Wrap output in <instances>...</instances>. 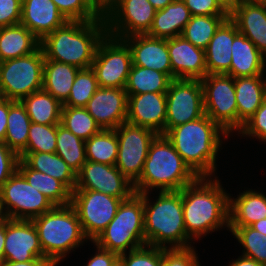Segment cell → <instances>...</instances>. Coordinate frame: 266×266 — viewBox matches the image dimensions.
I'll return each instance as SVG.
<instances>
[{
  "instance_id": "1",
  "label": "cell",
  "mask_w": 266,
  "mask_h": 266,
  "mask_svg": "<svg viewBox=\"0 0 266 266\" xmlns=\"http://www.w3.org/2000/svg\"><path fill=\"white\" fill-rule=\"evenodd\" d=\"M218 177H199L182 189L183 217L187 236L196 242L229 230V194Z\"/></svg>"
},
{
  "instance_id": "2",
  "label": "cell",
  "mask_w": 266,
  "mask_h": 266,
  "mask_svg": "<svg viewBox=\"0 0 266 266\" xmlns=\"http://www.w3.org/2000/svg\"><path fill=\"white\" fill-rule=\"evenodd\" d=\"M165 136L198 177H217L218 152L230 135L210 117L173 127Z\"/></svg>"
},
{
  "instance_id": "3",
  "label": "cell",
  "mask_w": 266,
  "mask_h": 266,
  "mask_svg": "<svg viewBox=\"0 0 266 266\" xmlns=\"http://www.w3.org/2000/svg\"><path fill=\"white\" fill-rule=\"evenodd\" d=\"M107 34L104 16L93 21H67L40 41L45 59L91 68L100 41Z\"/></svg>"
},
{
  "instance_id": "4",
  "label": "cell",
  "mask_w": 266,
  "mask_h": 266,
  "mask_svg": "<svg viewBox=\"0 0 266 266\" xmlns=\"http://www.w3.org/2000/svg\"><path fill=\"white\" fill-rule=\"evenodd\" d=\"M157 193L154 201L149 196L153 192L143 193L146 245L159 248H184L195 244L186 234L182 190Z\"/></svg>"
},
{
  "instance_id": "5",
  "label": "cell",
  "mask_w": 266,
  "mask_h": 266,
  "mask_svg": "<svg viewBox=\"0 0 266 266\" xmlns=\"http://www.w3.org/2000/svg\"><path fill=\"white\" fill-rule=\"evenodd\" d=\"M199 177L184 162L165 135L151 142L140 178L133 184L137 194L154 191H177ZM157 190V191H156Z\"/></svg>"
},
{
  "instance_id": "6",
  "label": "cell",
  "mask_w": 266,
  "mask_h": 266,
  "mask_svg": "<svg viewBox=\"0 0 266 266\" xmlns=\"http://www.w3.org/2000/svg\"><path fill=\"white\" fill-rule=\"evenodd\" d=\"M42 251L54 265H59L75 249L88 241L78 215L71 204L54 206L48 212L32 219Z\"/></svg>"
},
{
  "instance_id": "7",
  "label": "cell",
  "mask_w": 266,
  "mask_h": 266,
  "mask_svg": "<svg viewBox=\"0 0 266 266\" xmlns=\"http://www.w3.org/2000/svg\"><path fill=\"white\" fill-rule=\"evenodd\" d=\"M93 242L118 255L145 246L143 193L122 201L113 220Z\"/></svg>"
},
{
  "instance_id": "8",
  "label": "cell",
  "mask_w": 266,
  "mask_h": 266,
  "mask_svg": "<svg viewBox=\"0 0 266 266\" xmlns=\"http://www.w3.org/2000/svg\"><path fill=\"white\" fill-rule=\"evenodd\" d=\"M44 60V53L39 47L27 56L0 62V97L21 101L41 90Z\"/></svg>"
},
{
  "instance_id": "9",
  "label": "cell",
  "mask_w": 266,
  "mask_h": 266,
  "mask_svg": "<svg viewBox=\"0 0 266 266\" xmlns=\"http://www.w3.org/2000/svg\"><path fill=\"white\" fill-rule=\"evenodd\" d=\"M201 81L204 111L230 136L238 133V109L234 78L227 74H207Z\"/></svg>"
},
{
  "instance_id": "10",
  "label": "cell",
  "mask_w": 266,
  "mask_h": 266,
  "mask_svg": "<svg viewBox=\"0 0 266 266\" xmlns=\"http://www.w3.org/2000/svg\"><path fill=\"white\" fill-rule=\"evenodd\" d=\"M0 201L7 219L14 220H32L55 206L18 170L0 187Z\"/></svg>"
},
{
  "instance_id": "11",
  "label": "cell",
  "mask_w": 266,
  "mask_h": 266,
  "mask_svg": "<svg viewBox=\"0 0 266 266\" xmlns=\"http://www.w3.org/2000/svg\"><path fill=\"white\" fill-rule=\"evenodd\" d=\"M132 65V54L127 43L106 34L98 44L91 68L99 87L125 89Z\"/></svg>"
},
{
  "instance_id": "12",
  "label": "cell",
  "mask_w": 266,
  "mask_h": 266,
  "mask_svg": "<svg viewBox=\"0 0 266 266\" xmlns=\"http://www.w3.org/2000/svg\"><path fill=\"white\" fill-rule=\"evenodd\" d=\"M122 199L93 190H74L71 205L84 235L93 242L113 220Z\"/></svg>"
},
{
  "instance_id": "13",
  "label": "cell",
  "mask_w": 266,
  "mask_h": 266,
  "mask_svg": "<svg viewBox=\"0 0 266 266\" xmlns=\"http://www.w3.org/2000/svg\"><path fill=\"white\" fill-rule=\"evenodd\" d=\"M118 157L115 166L133 184L140 178L151 142L158 135L152 129L122 123L115 129Z\"/></svg>"
},
{
  "instance_id": "14",
  "label": "cell",
  "mask_w": 266,
  "mask_h": 266,
  "mask_svg": "<svg viewBox=\"0 0 266 266\" xmlns=\"http://www.w3.org/2000/svg\"><path fill=\"white\" fill-rule=\"evenodd\" d=\"M156 11L148 0H115L103 13L107 34L119 39L147 34Z\"/></svg>"
},
{
  "instance_id": "15",
  "label": "cell",
  "mask_w": 266,
  "mask_h": 266,
  "mask_svg": "<svg viewBox=\"0 0 266 266\" xmlns=\"http://www.w3.org/2000/svg\"><path fill=\"white\" fill-rule=\"evenodd\" d=\"M165 134L173 127L205 115L203 88L198 79H172L166 92Z\"/></svg>"
},
{
  "instance_id": "16",
  "label": "cell",
  "mask_w": 266,
  "mask_h": 266,
  "mask_svg": "<svg viewBox=\"0 0 266 266\" xmlns=\"http://www.w3.org/2000/svg\"><path fill=\"white\" fill-rule=\"evenodd\" d=\"M74 190H93L124 200L134 193L130 182L115 165L86 161L76 174Z\"/></svg>"
},
{
  "instance_id": "17",
  "label": "cell",
  "mask_w": 266,
  "mask_h": 266,
  "mask_svg": "<svg viewBox=\"0 0 266 266\" xmlns=\"http://www.w3.org/2000/svg\"><path fill=\"white\" fill-rule=\"evenodd\" d=\"M5 261L26 262L46 258L32 220L5 221Z\"/></svg>"
},
{
  "instance_id": "18",
  "label": "cell",
  "mask_w": 266,
  "mask_h": 266,
  "mask_svg": "<svg viewBox=\"0 0 266 266\" xmlns=\"http://www.w3.org/2000/svg\"><path fill=\"white\" fill-rule=\"evenodd\" d=\"M127 104L125 89L99 87L85 108L101 129H116L126 122Z\"/></svg>"
},
{
  "instance_id": "19",
  "label": "cell",
  "mask_w": 266,
  "mask_h": 266,
  "mask_svg": "<svg viewBox=\"0 0 266 266\" xmlns=\"http://www.w3.org/2000/svg\"><path fill=\"white\" fill-rule=\"evenodd\" d=\"M167 116L166 93L128 95L127 119L130 124L144 126L165 135Z\"/></svg>"
},
{
  "instance_id": "20",
  "label": "cell",
  "mask_w": 266,
  "mask_h": 266,
  "mask_svg": "<svg viewBox=\"0 0 266 266\" xmlns=\"http://www.w3.org/2000/svg\"><path fill=\"white\" fill-rule=\"evenodd\" d=\"M131 50L132 63L167 74L174 79L168 51V39L135 34L123 38Z\"/></svg>"
},
{
  "instance_id": "21",
  "label": "cell",
  "mask_w": 266,
  "mask_h": 266,
  "mask_svg": "<svg viewBox=\"0 0 266 266\" xmlns=\"http://www.w3.org/2000/svg\"><path fill=\"white\" fill-rule=\"evenodd\" d=\"M168 51L174 79L202 80L207 75L205 50L183 36L168 38Z\"/></svg>"
},
{
  "instance_id": "22",
  "label": "cell",
  "mask_w": 266,
  "mask_h": 266,
  "mask_svg": "<svg viewBox=\"0 0 266 266\" xmlns=\"http://www.w3.org/2000/svg\"><path fill=\"white\" fill-rule=\"evenodd\" d=\"M67 21L52 0H22L20 24L40 41Z\"/></svg>"
},
{
  "instance_id": "23",
  "label": "cell",
  "mask_w": 266,
  "mask_h": 266,
  "mask_svg": "<svg viewBox=\"0 0 266 266\" xmlns=\"http://www.w3.org/2000/svg\"><path fill=\"white\" fill-rule=\"evenodd\" d=\"M239 33L251 40L266 57V5L242 0L229 14Z\"/></svg>"
},
{
  "instance_id": "24",
  "label": "cell",
  "mask_w": 266,
  "mask_h": 266,
  "mask_svg": "<svg viewBox=\"0 0 266 266\" xmlns=\"http://www.w3.org/2000/svg\"><path fill=\"white\" fill-rule=\"evenodd\" d=\"M239 33L236 24L226 19L216 30L205 49L207 74H227L232 60V43Z\"/></svg>"
},
{
  "instance_id": "25",
  "label": "cell",
  "mask_w": 266,
  "mask_h": 266,
  "mask_svg": "<svg viewBox=\"0 0 266 266\" xmlns=\"http://www.w3.org/2000/svg\"><path fill=\"white\" fill-rule=\"evenodd\" d=\"M246 189L235 197L229 194V227L251 226L266 218V194Z\"/></svg>"
},
{
  "instance_id": "26",
  "label": "cell",
  "mask_w": 266,
  "mask_h": 266,
  "mask_svg": "<svg viewBox=\"0 0 266 266\" xmlns=\"http://www.w3.org/2000/svg\"><path fill=\"white\" fill-rule=\"evenodd\" d=\"M231 50L232 60L227 75L233 78L266 75V57L243 34L234 37Z\"/></svg>"
},
{
  "instance_id": "27",
  "label": "cell",
  "mask_w": 266,
  "mask_h": 266,
  "mask_svg": "<svg viewBox=\"0 0 266 266\" xmlns=\"http://www.w3.org/2000/svg\"><path fill=\"white\" fill-rule=\"evenodd\" d=\"M238 109V132L256 112L266 97V76L234 78Z\"/></svg>"
},
{
  "instance_id": "28",
  "label": "cell",
  "mask_w": 266,
  "mask_h": 266,
  "mask_svg": "<svg viewBox=\"0 0 266 266\" xmlns=\"http://www.w3.org/2000/svg\"><path fill=\"white\" fill-rule=\"evenodd\" d=\"M191 13L183 0H174L164 9L157 10L148 36L154 38H174L182 35Z\"/></svg>"
},
{
  "instance_id": "29",
  "label": "cell",
  "mask_w": 266,
  "mask_h": 266,
  "mask_svg": "<svg viewBox=\"0 0 266 266\" xmlns=\"http://www.w3.org/2000/svg\"><path fill=\"white\" fill-rule=\"evenodd\" d=\"M40 47V40L24 25L0 27V62L27 56Z\"/></svg>"
},
{
  "instance_id": "30",
  "label": "cell",
  "mask_w": 266,
  "mask_h": 266,
  "mask_svg": "<svg viewBox=\"0 0 266 266\" xmlns=\"http://www.w3.org/2000/svg\"><path fill=\"white\" fill-rule=\"evenodd\" d=\"M19 158L30 168L61 181L72 192L76 188V173L57 153L21 152Z\"/></svg>"
},
{
  "instance_id": "31",
  "label": "cell",
  "mask_w": 266,
  "mask_h": 266,
  "mask_svg": "<svg viewBox=\"0 0 266 266\" xmlns=\"http://www.w3.org/2000/svg\"><path fill=\"white\" fill-rule=\"evenodd\" d=\"M80 68L53 60H44L42 89L62 104L68 99L75 77Z\"/></svg>"
},
{
  "instance_id": "32",
  "label": "cell",
  "mask_w": 266,
  "mask_h": 266,
  "mask_svg": "<svg viewBox=\"0 0 266 266\" xmlns=\"http://www.w3.org/2000/svg\"><path fill=\"white\" fill-rule=\"evenodd\" d=\"M17 170L32 187L44 194L55 206L71 204L72 191L61 181L30 168L22 159L18 162Z\"/></svg>"
},
{
  "instance_id": "33",
  "label": "cell",
  "mask_w": 266,
  "mask_h": 266,
  "mask_svg": "<svg viewBox=\"0 0 266 266\" xmlns=\"http://www.w3.org/2000/svg\"><path fill=\"white\" fill-rule=\"evenodd\" d=\"M31 122L60 124L63 104L44 89L35 91L21 100Z\"/></svg>"
},
{
  "instance_id": "34",
  "label": "cell",
  "mask_w": 266,
  "mask_h": 266,
  "mask_svg": "<svg viewBox=\"0 0 266 266\" xmlns=\"http://www.w3.org/2000/svg\"><path fill=\"white\" fill-rule=\"evenodd\" d=\"M30 118L21 101L9 99V114L4 143L18 155L26 148L28 142Z\"/></svg>"
},
{
  "instance_id": "35",
  "label": "cell",
  "mask_w": 266,
  "mask_h": 266,
  "mask_svg": "<svg viewBox=\"0 0 266 266\" xmlns=\"http://www.w3.org/2000/svg\"><path fill=\"white\" fill-rule=\"evenodd\" d=\"M172 79L165 73L132 65L125 91L127 95L166 93Z\"/></svg>"
},
{
  "instance_id": "36",
  "label": "cell",
  "mask_w": 266,
  "mask_h": 266,
  "mask_svg": "<svg viewBox=\"0 0 266 266\" xmlns=\"http://www.w3.org/2000/svg\"><path fill=\"white\" fill-rule=\"evenodd\" d=\"M86 160L115 165L118 157V138L115 129H101L85 141Z\"/></svg>"
},
{
  "instance_id": "37",
  "label": "cell",
  "mask_w": 266,
  "mask_h": 266,
  "mask_svg": "<svg viewBox=\"0 0 266 266\" xmlns=\"http://www.w3.org/2000/svg\"><path fill=\"white\" fill-rule=\"evenodd\" d=\"M77 174L86 163L85 141L57 124L56 152Z\"/></svg>"
},
{
  "instance_id": "38",
  "label": "cell",
  "mask_w": 266,
  "mask_h": 266,
  "mask_svg": "<svg viewBox=\"0 0 266 266\" xmlns=\"http://www.w3.org/2000/svg\"><path fill=\"white\" fill-rule=\"evenodd\" d=\"M229 18V15L191 16L182 35L194 46L206 49L220 25Z\"/></svg>"
},
{
  "instance_id": "39",
  "label": "cell",
  "mask_w": 266,
  "mask_h": 266,
  "mask_svg": "<svg viewBox=\"0 0 266 266\" xmlns=\"http://www.w3.org/2000/svg\"><path fill=\"white\" fill-rule=\"evenodd\" d=\"M60 124L84 141L101 130L85 107L63 106Z\"/></svg>"
},
{
  "instance_id": "40",
  "label": "cell",
  "mask_w": 266,
  "mask_h": 266,
  "mask_svg": "<svg viewBox=\"0 0 266 266\" xmlns=\"http://www.w3.org/2000/svg\"><path fill=\"white\" fill-rule=\"evenodd\" d=\"M229 231L242 246V254L266 266V235L251 226L229 227Z\"/></svg>"
},
{
  "instance_id": "41",
  "label": "cell",
  "mask_w": 266,
  "mask_h": 266,
  "mask_svg": "<svg viewBox=\"0 0 266 266\" xmlns=\"http://www.w3.org/2000/svg\"><path fill=\"white\" fill-rule=\"evenodd\" d=\"M98 88L94 70L92 68L80 69L63 106L85 107Z\"/></svg>"
},
{
  "instance_id": "42",
  "label": "cell",
  "mask_w": 266,
  "mask_h": 266,
  "mask_svg": "<svg viewBox=\"0 0 266 266\" xmlns=\"http://www.w3.org/2000/svg\"><path fill=\"white\" fill-rule=\"evenodd\" d=\"M68 21H93L103 17V12L92 0H52Z\"/></svg>"
},
{
  "instance_id": "43",
  "label": "cell",
  "mask_w": 266,
  "mask_h": 266,
  "mask_svg": "<svg viewBox=\"0 0 266 266\" xmlns=\"http://www.w3.org/2000/svg\"><path fill=\"white\" fill-rule=\"evenodd\" d=\"M57 124L43 125L32 122L28 142L22 152H56Z\"/></svg>"
},
{
  "instance_id": "44",
  "label": "cell",
  "mask_w": 266,
  "mask_h": 266,
  "mask_svg": "<svg viewBox=\"0 0 266 266\" xmlns=\"http://www.w3.org/2000/svg\"><path fill=\"white\" fill-rule=\"evenodd\" d=\"M126 266H160L162 248L149 245L119 255Z\"/></svg>"
},
{
  "instance_id": "45",
  "label": "cell",
  "mask_w": 266,
  "mask_h": 266,
  "mask_svg": "<svg viewBox=\"0 0 266 266\" xmlns=\"http://www.w3.org/2000/svg\"><path fill=\"white\" fill-rule=\"evenodd\" d=\"M196 252L193 245L184 248H162L160 266H201Z\"/></svg>"
},
{
  "instance_id": "46",
  "label": "cell",
  "mask_w": 266,
  "mask_h": 266,
  "mask_svg": "<svg viewBox=\"0 0 266 266\" xmlns=\"http://www.w3.org/2000/svg\"><path fill=\"white\" fill-rule=\"evenodd\" d=\"M238 135L246 139L252 137L266 144V97L256 112L244 123Z\"/></svg>"
},
{
  "instance_id": "47",
  "label": "cell",
  "mask_w": 266,
  "mask_h": 266,
  "mask_svg": "<svg viewBox=\"0 0 266 266\" xmlns=\"http://www.w3.org/2000/svg\"><path fill=\"white\" fill-rule=\"evenodd\" d=\"M19 155L4 142H0V187L15 173Z\"/></svg>"
},
{
  "instance_id": "48",
  "label": "cell",
  "mask_w": 266,
  "mask_h": 266,
  "mask_svg": "<svg viewBox=\"0 0 266 266\" xmlns=\"http://www.w3.org/2000/svg\"><path fill=\"white\" fill-rule=\"evenodd\" d=\"M22 0H0V27L20 24Z\"/></svg>"
},
{
  "instance_id": "49",
  "label": "cell",
  "mask_w": 266,
  "mask_h": 266,
  "mask_svg": "<svg viewBox=\"0 0 266 266\" xmlns=\"http://www.w3.org/2000/svg\"><path fill=\"white\" fill-rule=\"evenodd\" d=\"M192 16L229 15L216 0H183Z\"/></svg>"
},
{
  "instance_id": "50",
  "label": "cell",
  "mask_w": 266,
  "mask_h": 266,
  "mask_svg": "<svg viewBox=\"0 0 266 266\" xmlns=\"http://www.w3.org/2000/svg\"><path fill=\"white\" fill-rule=\"evenodd\" d=\"M90 243L95 246L96 252L84 266H112L114 261L119 257L118 254L103 249L94 242H89V244Z\"/></svg>"
},
{
  "instance_id": "51",
  "label": "cell",
  "mask_w": 266,
  "mask_h": 266,
  "mask_svg": "<svg viewBox=\"0 0 266 266\" xmlns=\"http://www.w3.org/2000/svg\"><path fill=\"white\" fill-rule=\"evenodd\" d=\"M9 114V99L0 97V142H4Z\"/></svg>"
},
{
  "instance_id": "52",
  "label": "cell",
  "mask_w": 266,
  "mask_h": 266,
  "mask_svg": "<svg viewBox=\"0 0 266 266\" xmlns=\"http://www.w3.org/2000/svg\"><path fill=\"white\" fill-rule=\"evenodd\" d=\"M0 266H54L47 258H36L26 262L4 261Z\"/></svg>"
},
{
  "instance_id": "53",
  "label": "cell",
  "mask_w": 266,
  "mask_h": 266,
  "mask_svg": "<svg viewBox=\"0 0 266 266\" xmlns=\"http://www.w3.org/2000/svg\"><path fill=\"white\" fill-rule=\"evenodd\" d=\"M227 266H264L253 260L252 258L246 257L244 255L238 256L237 259H232Z\"/></svg>"
},
{
  "instance_id": "54",
  "label": "cell",
  "mask_w": 266,
  "mask_h": 266,
  "mask_svg": "<svg viewBox=\"0 0 266 266\" xmlns=\"http://www.w3.org/2000/svg\"><path fill=\"white\" fill-rule=\"evenodd\" d=\"M218 4L230 14L242 0H216Z\"/></svg>"
},
{
  "instance_id": "55",
  "label": "cell",
  "mask_w": 266,
  "mask_h": 266,
  "mask_svg": "<svg viewBox=\"0 0 266 266\" xmlns=\"http://www.w3.org/2000/svg\"><path fill=\"white\" fill-rule=\"evenodd\" d=\"M4 244H5V222L0 224V265L5 261Z\"/></svg>"
},
{
  "instance_id": "56",
  "label": "cell",
  "mask_w": 266,
  "mask_h": 266,
  "mask_svg": "<svg viewBox=\"0 0 266 266\" xmlns=\"http://www.w3.org/2000/svg\"><path fill=\"white\" fill-rule=\"evenodd\" d=\"M156 10L164 9L167 5L171 4L174 0H148Z\"/></svg>"
},
{
  "instance_id": "57",
  "label": "cell",
  "mask_w": 266,
  "mask_h": 266,
  "mask_svg": "<svg viewBox=\"0 0 266 266\" xmlns=\"http://www.w3.org/2000/svg\"><path fill=\"white\" fill-rule=\"evenodd\" d=\"M251 227L259 231L260 233L266 235V218L260 219L259 221L253 223Z\"/></svg>"
},
{
  "instance_id": "58",
  "label": "cell",
  "mask_w": 266,
  "mask_h": 266,
  "mask_svg": "<svg viewBox=\"0 0 266 266\" xmlns=\"http://www.w3.org/2000/svg\"><path fill=\"white\" fill-rule=\"evenodd\" d=\"M94 4L104 13V11L115 1V0H92Z\"/></svg>"
},
{
  "instance_id": "59",
  "label": "cell",
  "mask_w": 266,
  "mask_h": 266,
  "mask_svg": "<svg viewBox=\"0 0 266 266\" xmlns=\"http://www.w3.org/2000/svg\"><path fill=\"white\" fill-rule=\"evenodd\" d=\"M6 220H7V216H6L5 212H4L2 203L0 201V224L4 223Z\"/></svg>"
},
{
  "instance_id": "60",
  "label": "cell",
  "mask_w": 266,
  "mask_h": 266,
  "mask_svg": "<svg viewBox=\"0 0 266 266\" xmlns=\"http://www.w3.org/2000/svg\"><path fill=\"white\" fill-rule=\"evenodd\" d=\"M112 266H126V265H125L124 261L120 257H118L114 261V263L112 264Z\"/></svg>"
},
{
  "instance_id": "61",
  "label": "cell",
  "mask_w": 266,
  "mask_h": 266,
  "mask_svg": "<svg viewBox=\"0 0 266 266\" xmlns=\"http://www.w3.org/2000/svg\"><path fill=\"white\" fill-rule=\"evenodd\" d=\"M245 1L254 3V4H265L266 5V0H245Z\"/></svg>"
}]
</instances>
